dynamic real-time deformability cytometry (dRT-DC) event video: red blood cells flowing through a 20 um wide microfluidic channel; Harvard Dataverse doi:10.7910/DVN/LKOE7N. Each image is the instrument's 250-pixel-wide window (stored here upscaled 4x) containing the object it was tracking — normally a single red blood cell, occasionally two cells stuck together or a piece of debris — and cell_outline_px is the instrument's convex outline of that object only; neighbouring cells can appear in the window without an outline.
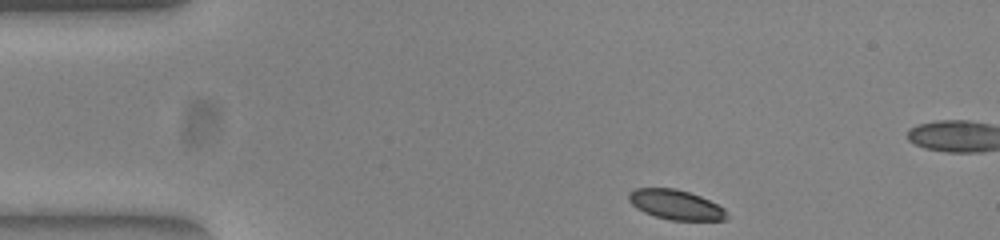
{"species": "common noctule bat (a hibernating species)", "species_latin": "Nyctalus noctula", "temperature_condition": "warm", "stored_images_in_passage": 46, "camera_frame_rate_fps": 3000, "um_per_image_px": 0.085, "animal": {"sex": "female", "body_mass_g": 23.0, "forearm_length_mm": 53.4}, "frame": {"image": 1, "passage_image": 1, "time_ms": 0.0, "image_size_px": [1000, 240], "cell_outline_px": [[728, 216], [724, 220], [672, 220], [656, 216], [644, 212], [636, 208], [628, 200], [628, 192], [636, 188], [676, 188], [700, 196], [724, 208]], "centroid_in_image_um": [57.41, 17.39], "position_along_channel_um": 27.6, "area_um2": 16.88}}
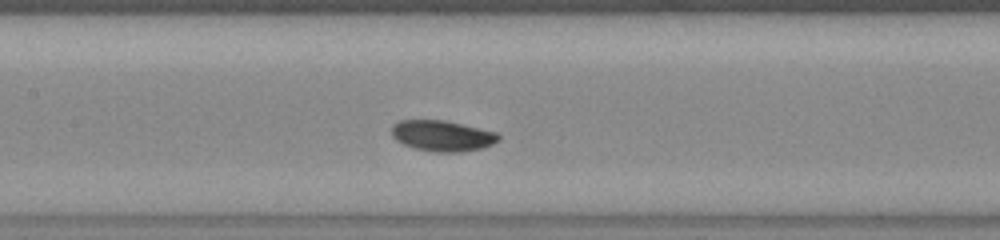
{"frame": {"image": 2, "passage_image": 17, "time_ms": 5.333, "image_size_px": [1000, 240], "cell_outline_px": [[500, 140], [492, 144], [480, 148], [460, 152], [436, 152], [416, 148], [404, 144], [396, 140], [392, 136], [392, 124], [400, 120], [444, 120], [496, 132], [500, 136]], "centroid_in_image_um": [37.58, 11.53], "position_along_channel_um": 169.8, "area_um2": 19.02}}
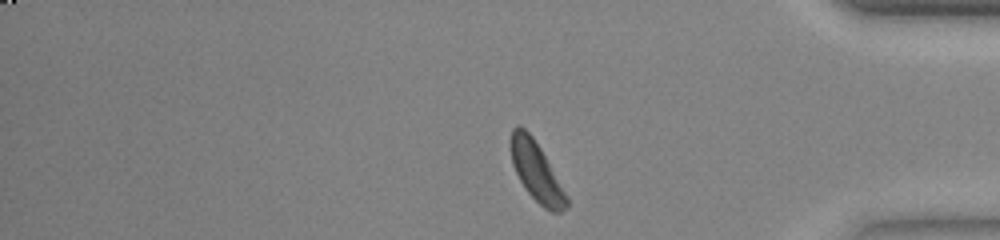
{"frame": {"image": 3, "passage_image": 36, "time_ms": 11.667, "image_size_px": [1000, 240], "cell_outline_px": [[568, 204], [560, 212], [552, 212], [544, 208], [524, 188], [512, 164], [508, 144], [508, 140], [512, 128], [516, 124], [520, 124], [532, 136], [540, 148], [568, 196]], "centroid_in_image_um": [45.54, 14.52], "position_along_channel_um": 389.7, "area_um2": 19.36}, "authors_computed_cell_mechanics": {"area_um2": 19.0162, "velocity_mm_per_s": 3.8463, "shape_relaxation_time_tau1_ms": 6.1104, "shape_relaxation_time_tau2_ms": null, "deformation_change_tau1": 0.1513, "deformation_change_tau2": null}}